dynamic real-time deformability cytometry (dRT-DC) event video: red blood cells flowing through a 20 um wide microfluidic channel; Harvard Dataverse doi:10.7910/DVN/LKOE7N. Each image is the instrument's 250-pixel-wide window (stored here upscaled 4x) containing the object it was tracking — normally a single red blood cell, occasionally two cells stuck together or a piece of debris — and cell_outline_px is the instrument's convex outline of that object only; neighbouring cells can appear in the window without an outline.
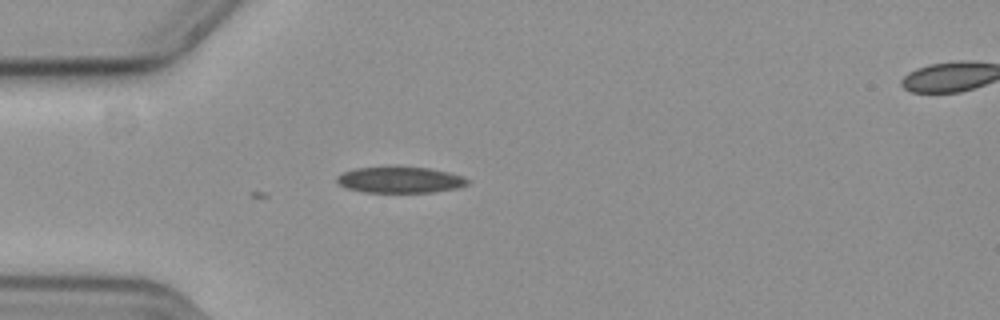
{"species": "common noctule bat (a hibernating species)", "species_latin": "Nyctalus noctula", "temperature_condition": "cold", "stored_images_in_passage": 2, "camera_frame_rate_fps": 3000, "um_per_image_px": 0.085, "animal": {"sex": "female", "body_mass_g": 19.3, "forearm_length_mm": 54.1}, "frame": {"image": 1, "passage_image": 2, "time_ms": 0.333, "image_size_px": [1000, 320], "cell_outline_px": [[468, 184], [456, 188], [432, 192], [364, 192], [348, 188], [340, 184], [336, 180], [336, 176], [344, 172], [356, 168], [396, 164], [428, 168], [448, 172], [460, 176], [468, 180]], "centroid_in_image_um": [33.96, 15.25], "position_along_channel_um": 51.0, "area_um2": 20.29}}